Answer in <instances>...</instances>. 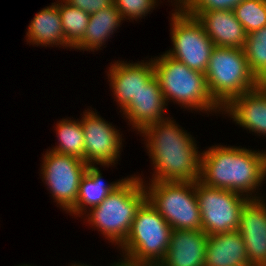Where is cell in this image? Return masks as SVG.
I'll return each instance as SVG.
<instances>
[{"instance_id": "obj_21", "label": "cell", "mask_w": 266, "mask_h": 266, "mask_svg": "<svg viewBox=\"0 0 266 266\" xmlns=\"http://www.w3.org/2000/svg\"><path fill=\"white\" fill-rule=\"evenodd\" d=\"M121 21L123 18L115 5L90 14L86 32L74 48L91 51L100 49L106 39L120 26Z\"/></svg>"}, {"instance_id": "obj_14", "label": "cell", "mask_w": 266, "mask_h": 266, "mask_svg": "<svg viewBox=\"0 0 266 266\" xmlns=\"http://www.w3.org/2000/svg\"><path fill=\"white\" fill-rule=\"evenodd\" d=\"M108 79L116 101L123 110L131 100H135L141 89L155 75L152 59L141 63H114L109 67Z\"/></svg>"}, {"instance_id": "obj_20", "label": "cell", "mask_w": 266, "mask_h": 266, "mask_svg": "<svg viewBox=\"0 0 266 266\" xmlns=\"http://www.w3.org/2000/svg\"><path fill=\"white\" fill-rule=\"evenodd\" d=\"M125 179L113 182L110 185L104 184L102 174L95 165H88L86 173L83 175L80 184L79 192L76 199V204L68 211L79 215L86 210L89 205L92 207L98 206L111 192H113Z\"/></svg>"}, {"instance_id": "obj_30", "label": "cell", "mask_w": 266, "mask_h": 266, "mask_svg": "<svg viewBox=\"0 0 266 266\" xmlns=\"http://www.w3.org/2000/svg\"><path fill=\"white\" fill-rule=\"evenodd\" d=\"M257 87L266 93V72L257 79Z\"/></svg>"}, {"instance_id": "obj_12", "label": "cell", "mask_w": 266, "mask_h": 266, "mask_svg": "<svg viewBox=\"0 0 266 266\" xmlns=\"http://www.w3.org/2000/svg\"><path fill=\"white\" fill-rule=\"evenodd\" d=\"M266 203L249 199L242 207L238 232L252 266H266Z\"/></svg>"}, {"instance_id": "obj_11", "label": "cell", "mask_w": 266, "mask_h": 266, "mask_svg": "<svg viewBox=\"0 0 266 266\" xmlns=\"http://www.w3.org/2000/svg\"><path fill=\"white\" fill-rule=\"evenodd\" d=\"M84 114L80 120L84 132V162L103 166L115 164L122 146L120 133L97 112L87 111Z\"/></svg>"}, {"instance_id": "obj_16", "label": "cell", "mask_w": 266, "mask_h": 266, "mask_svg": "<svg viewBox=\"0 0 266 266\" xmlns=\"http://www.w3.org/2000/svg\"><path fill=\"white\" fill-rule=\"evenodd\" d=\"M164 106L167 104L154 75L141 89L135 100H131L122 111L132 127L141 132L149 124L165 119L163 111L166 107Z\"/></svg>"}, {"instance_id": "obj_19", "label": "cell", "mask_w": 266, "mask_h": 266, "mask_svg": "<svg viewBox=\"0 0 266 266\" xmlns=\"http://www.w3.org/2000/svg\"><path fill=\"white\" fill-rule=\"evenodd\" d=\"M29 43L38 45H61L66 44L65 33L62 27V20L59 12V4L52 3V6L42 9L31 21L26 33Z\"/></svg>"}, {"instance_id": "obj_7", "label": "cell", "mask_w": 266, "mask_h": 266, "mask_svg": "<svg viewBox=\"0 0 266 266\" xmlns=\"http://www.w3.org/2000/svg\"><path fill=\"white\" fill-rule=\"evenodd\" d=\"M149 185L146 199L172 229L202 230L196 182L152 181Z\"/></svg>"}, {"instance_id": "obj_24", "label": "cell", "mask_w": 266, "mask_h": 266, "mask_svg": "<svg viewBox=\"0 0 266 266\" xmlns=\"http://www.w3.org/2000/svg\"><path fill=\"white\" fill-rule=\"evenodd\" d=\"M243 50L251 72L258 79L266 72V26L247 34Z\"/></svg>"}, {"instance_id": "obj_3", "label": "cell", "mask_w": 266, "mask_h": 266, "mask_svg": "<svg viewBox=\"0 0 266 266\" xmlns=\"http://www.w3.org/2000/svg\"><path fill=\"white\" fill-rule=\"evenodd\" d=\"M145 200L142 178H125L98 206L89 209L88 221L111 243L121 246L130 232L137 209Z\"/></svg>"}, {"instance_id": "obj_26", "label": "cell", "mask_w": 266, "mask_h": 266, "mask_svg": "<svg viewBox=\"0 0 266 266\" xmlns=\"http://www.w3.org/2000/svg\"><path fill=\"white\" fill-rule=\"evenodd\" d=\"M114 5L120 12L123 20L137 19L146 16L156 5V0H114ZM127 16V17H126Z\"/></svg>"}, {"instance_id": "obj_23", "label": "cell", "mask_w": 266, "mask_h": 266, "mask_svg": "<svg viewBox=\"0 0 266 266\" xmlns=\"http://www.w3.org/2000/svg\"><path fill=\"white\" fill-rule=\"evenodd\" d=\"M60 1L59 12L66 44L72 49L82 40L89 23L90 14L66 2H62V0Z\"/></svg>"}, {"instance_id": "obj_22", "label": "cell", "mask_w": 266, "mask_h": 266, "mask_svg": "<svg viewBox=\"0 0 266 266\" xmlns=\"http://www.w3.org/2000/svg\"><path fill=\"white\" fill-rule=\"evenodd\" d=\"M59 146L51 151L71 155L84 161V132L79 121L62 119L56 127Z\"/></svg>"}, {"instance_id": "obj_2", "label": "cell", "mask_w": 266, "mask_h": 266, "mask_svg": "<svg viewBox=\"0 0 266 266\" xmlns=\"http://www.w3.org/2000/svg\"><path fill=\"white\" fill-rule=\"evenodd\" d=\"M265 178L266 152L216 145L201 153L199 181L209 187L248 197Z\"/></svg>"}, {"instance_id": "obj_8", "label": "cell", "mask_w": 266, "mask_h": 266, "mask_svg": "<svg viewBox=\"0 0 266 266\" xmlns=\"http://www.w3.org/2000/svg\"><path fill=\"white\" fill-rule=\"evenodd\" d=\"M202 231L208 236L237 231L242 207L250 197L219 188L209 187L199 180L195 185ZM243 197V198H242Z\"/></svg>"}, {"instance_id": "obj_18", "label": "cell", "mask_w": 266, "mask_h": 266, "mask_svg": "<svg viewBox=\"0 0 266 266\" xmlns=\"http://www.w3.org/2000/svg\"><path fill=\"white\" fill-rule=\"evenodd\" d=\"M204 266H252L241 234L233 231L208 236Z\"/></svg>"}, {"instance_id": "obj_5", "label": "cell", "mask_w": 266, "mask_h": 266, "mask_svg": "<svg viewBox=\"0 0 266 266\" xmlns=\"http://www.w3.org/2000/svg\"><path fill=\"white\" fill-rule=\"evenodd\" d=\"M212 99L223 109L234 97L257 88L244 50L215 46L205 72Z\"/></svg>"}, {"instance_id": "obj_1", "label": "cell", "mask_w": 266, "mask_h": 266, "mask_svg": "<svg viewBox=\"0 0 266 266\" xmlns=\"http://www.w3.org/2000/svg\"><path fill=\"white\" fill-rule=\"evenodd\" d=\"M167 119V120H166ZM169 117L151 123L140 133L152 158L155 174L151 181L196 182L200 178L201 153L193 138Z\"/></svg>"}, {"instance_id": "obj_4", "label": "cell", "mask_w": 266, "mask_h": 266, "mask_svg": "<svg viewBox=\"0 0 266 266\" xmlns=\"http://www.w3.org/2000/svg\"><path fill=\"white\" fill-rule=\"evenodd\" d=\"M152 62L165 102L173 100L200 111H222L209 93L204 73L190 69L166 53Z\"/></svg>"}, {"instance_id": "obj_28", "label": "cell", "mask_w": 266, "mask_h": 266, "mask_svg": "<svg viewBox=\"0 0 266 266\" xmlns=\"http://www.w3.org/2000/svg\"><path fill=\"white\" fill-rule=\"evenodd\" d=\"M63 2L89 14H94L104 8L114 5V0H63Z\"/></svg>"}, {"instance_id": "obj_32", "label": "cell", "mask_w": 266, "mask_h": 266, "mask_svg": "<svg viewBox=\"0 0 266 266\" xmlns=\"http://www.w3.org/2000/svg\"><path fill=\"white\" fill-rule=\"evenodd\" d=\"M71 266H84V264H81V265H78V264L77 265L76 264L73 265L72 264ZM85 266H89V265H85Z\"/></svg>"}, {"instance_id": "obj_27", "label": "cell", "mask_w": 266, "mask_h": 266, "mask_svg": "<svg viewBox=\"0 0 266 266\" xmlns=\"http://www.w3.org/2000/svg\"><path fill=\"white\" fill-rule=\"evenodd\" d=\"M243 0H187L184 12L233 11Z\"/></svg>"}, {"instance_id": "obj_17", "label": "cell", "mask_w": 266, "mask_h": 266, "mask_svg": "<svg viewBox=\"0 0 266 266\" xmlns=\"http://www.w3.org/2000/svg\"><path fill=\"white\" fill-rule=\"evenodd\" d=\"M222 110L240 126L266 136V93L258 87L234 97Z\"/></svg>"}, {"instance_id": "obj_31", "label": "cell", "mask_w": 266, "mask_h": 266, "mask_svg": "<svg viewBox=\"0 0 266 266\" xmlns=\"http://www.w3.org/2000/svg\"><path fill=\"white\" fill-rule=\"evenodd\" d=\"M177 1H178V3H177ZM176 3L179 5V6L176 5L177 7H179V8L176 9V11H183L185 6H186L187 0H176Z\"/></svg>"}, {"instance_id": "obj_29", "label": "cell", "mask_w": 266, "mask_h": 266, "mask_svg": "<svg viewBox=\"0 0 266 266\" xmlns=\"http://www.w3.org/2000/svg\"><path fill=\"white\" fill-rule=\"evenodd\" d=\"M113 266H158V265L133 263V262H130V261L124 259V261L122 260L121 262H118Z\"/></svg>"}, {"instance_id": "obj_13", "label": "cell", "mask_w": 266, "mask_h": 266, "mask_svg": "<svg viewBox=\"0 0 266 266\" xmlns=\"http://www.w3.org/2000/svg\"><path fill=\"white\" fill-rule=\"evenodd\" d=\"M195 17L204 27L205 33L215 46L243 49L247 33L236 19L234 11L213 10L205 12H185Z\"/></svg>"}, {"instance_id": "obj_6", "label": "cell", "mask_w": 266, "mask_h": 266, "mask_svg": "<svg viewBox=\"0 0 266 266\" xmlns=\"http://www.w3.org/2000/svg\"><path fill=\"white\" fill-rule=\"evenodd\" d=\"M172 227L146 199L137 209L130 232L120 246L124 259L159 265L169 248Z\"/></svg>"}, {"instance_id": "obj_10", "label": "cell", "mask_w": 266, "mask_h": 266, "mask_svg": "<svg viewBox=\"0 0 266 266\" xmlns=\"http://www.w3.org/2000/svg\"><path fill=\"white\" fill-rule=\"evenodd\" d=\"M42 175L57 204L69 211L75 204L79 184L88 164L82 159L47 151L43 158Z\"/></svg>"}, {"instance_id": "obj_25", "label": "cell", "mask_w": 266, "mask_h": 266, "mask_svg": "<svg viewBox=\"0 0 266 266\" xmlns=\"http://www.w3.org/2000/svg\"><path fill=\"white\" fill-rule=\"evenodd\" d=\"M233 11L247 34L266 26V0H243Z\"/></svg>"}, {"instance_id": "obj_9", "label": "cell", "mask_w": 266, "mask_h": 266, "mask_svg": "<svg viewBox=\"0 0 266 266\" xmlns=\"http://www.w3.org/2000/svg\"><path fill=\"white\" fill-rule=\"evenodd\" d=\"M171 19L173 50L166 54L190 69L205 74L215 47L213 41L201 23L184 11L175 10Z\"/></svg>"}, {"instance_id": "obj_15", "label": "cell", "mask_w": 266, "mask_h": 266, "mask_svg": "<svg viewBox=\"0 0 266 266\" xmlns=\"http://www.w3.org/2000/svg\"><path fill=\"white\" fill-rule=\"evenodd\" d=\"M207 239L202 230L172 229L169 248L158 266H204Z\"/></svg>"}]
</instances>
